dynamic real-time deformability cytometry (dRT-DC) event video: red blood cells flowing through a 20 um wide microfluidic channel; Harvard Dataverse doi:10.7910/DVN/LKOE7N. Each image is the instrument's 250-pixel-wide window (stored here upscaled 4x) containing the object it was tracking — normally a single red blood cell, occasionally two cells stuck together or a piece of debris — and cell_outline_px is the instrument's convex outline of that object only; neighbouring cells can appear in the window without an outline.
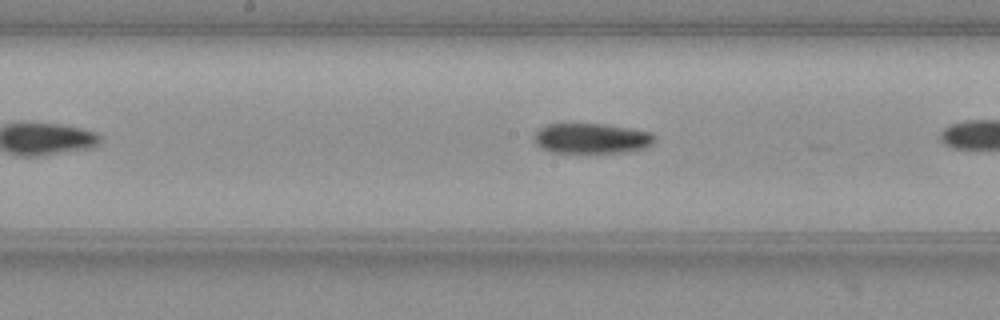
{"species": "common noctule bat (a hibernating species)", "species_latin": "Nyctalus noctula", "temperature_condition": "warm", "stored_images_in_passage": 15, "camera_frame_rate_fps": 3000, "um_per_image_px": 0.085, "animal": {"sex": "female", "body_mass_g": 19.3, "forearm_length_mm": 54.1}, "frame": {"image": 1, "passage_image": 13, "time_ms": 4.0, "image_size_px": [1000, 320], "cell_outline_px": [[656, 136], [652, 144], [648, 148], [628, 152], [584, 156], [552, 152], [540, 148], [532, 140], [532, 136], [540, 128], [548, 124], [604, 124], [652, 132]], "centroid_in_image_um": [50.27, 11.83], "position_along_channel_um": 197.9, "area_um2": 22.48}}